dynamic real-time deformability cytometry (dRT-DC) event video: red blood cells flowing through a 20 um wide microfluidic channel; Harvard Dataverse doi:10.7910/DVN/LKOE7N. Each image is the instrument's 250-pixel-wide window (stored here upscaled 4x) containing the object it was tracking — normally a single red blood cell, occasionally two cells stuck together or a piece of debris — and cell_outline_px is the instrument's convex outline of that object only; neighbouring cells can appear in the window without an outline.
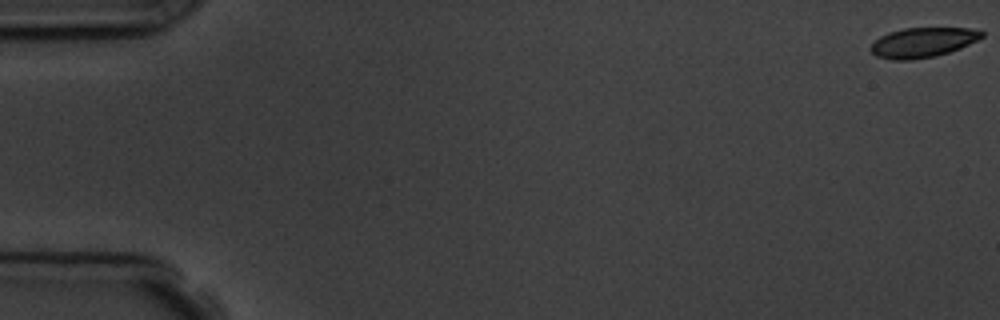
{"species": "common noctule bat (a hibernating species)", "species_latin": "Nyctalus noctula", "temperature_condition": "room temperature", "stored_images_in_passage": 6, "segment_of_instrument_passage": [1, 2], "camera_frame_rate_fps": 3000, "um_per_image_px": 0.085, "animal": {"sex": "male", "body_mass_g": 19.5, "forearm_length_mm": 54.6}, "frame": {"image": 1, "passage_image": 1, "time_ms": 0.0, "image_size_px": [1000, 320], "cell_outline_px": [[984, 36], [960, 48], [936, 56], [912, 60], [892, 60], [876, 56], [868, 48], [880, 36], [888, 32], [904, 28], [980, 28], [984, 32]], "centroid_in_image_um": [78.43, 3.6], "position_along_channel_um": 6.6, "area_um2": 19.42}}
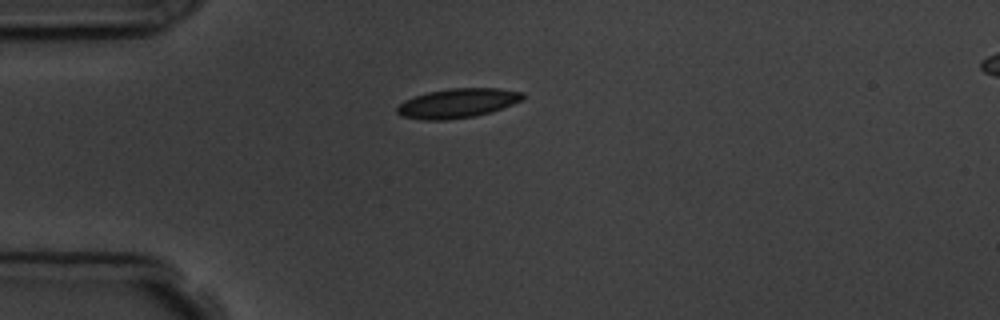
{"frame": {"image": 2, "passage_image": 5, "time_ms": 4.667, "image_size_px": [1000, 320], "cell_outline_px": [[524, 96], [520, 100], [512, 104], [492, 112], [476, 116], [448, 120], [424, 120], [400, 116], [396, 112], [396, 108], [404, 100], [428, 92], [448, 88], [500, 88], [524, 92]], "centroid_in_image_um": [38.88, 8.77], "position_along_channel_um": 46.1, "area_um2": 21.62}}